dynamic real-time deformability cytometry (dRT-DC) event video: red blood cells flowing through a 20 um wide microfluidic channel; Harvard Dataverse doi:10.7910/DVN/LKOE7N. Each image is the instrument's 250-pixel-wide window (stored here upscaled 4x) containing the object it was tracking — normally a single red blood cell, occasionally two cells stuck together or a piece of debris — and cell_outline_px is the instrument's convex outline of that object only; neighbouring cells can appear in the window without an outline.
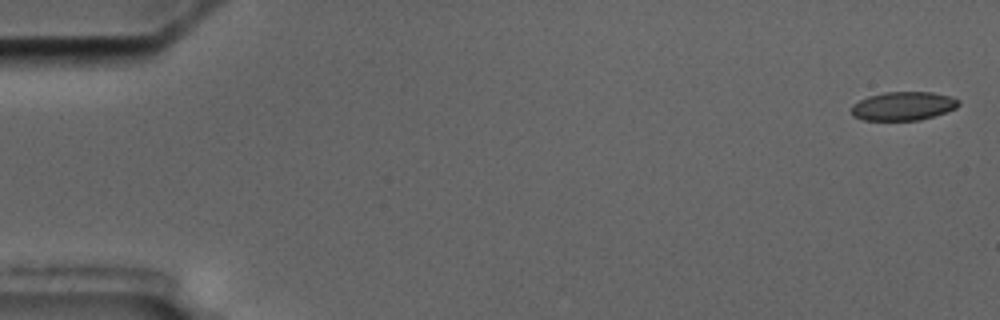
{"species": "common noctule bat (a hibernating species)", "species_latin": "Nyctalus noctula", "temperature_condition": "cold", "stored_images_in_passage": 6, "camera_frame_rate_fps": 3000, "um_per_image_px": 0.085, "animal": {"sex": "male", "body_mass_g": 17.5, "forearm_length_mm": 52.3}, "frame": {"image": 1, "passage_image": 1, "time_ms": 0.0, "image_size_px": [1000, 320], "cell_outline_px": [[960, 104], [956, 108], [920, 120], [864, 120], [852, 116], [852, 104], [868, 96], [884, 92], [932, 92], [948, 96], [960, 100]], "centroid_in_image_um": [76.75, 9.01], "position_along_channel_um": 8.2, "area_um2": 17.8}}
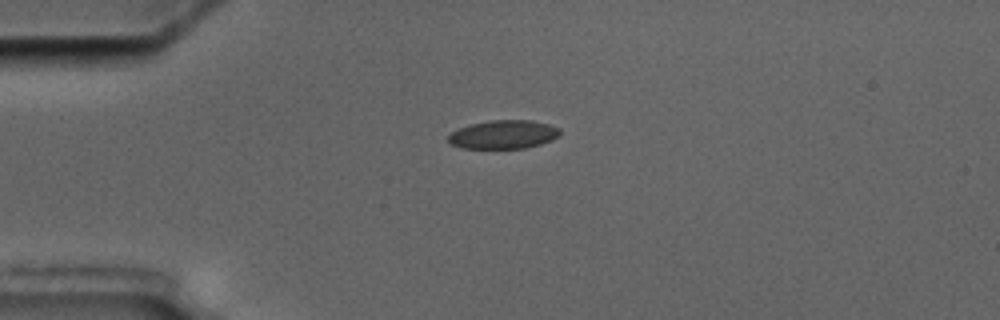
{"frame": {"image": 2, "passage_image": 4, "time_ms": 4.333, "image_size_px": [1000, 320], "cell_outline_px": [[560, 132], [552, 140], [540, 144], [524, 148], [460, 148], [448, 144], [448, 136], [452, 132], [460, 128], [472, 124], [488, 120], [532, 120], [548, 124], [560, 128]], "centroid_in_image_um": [42.77, 11.43], "position_along_channel_um": 42.2, "area_um2": 18.55}}
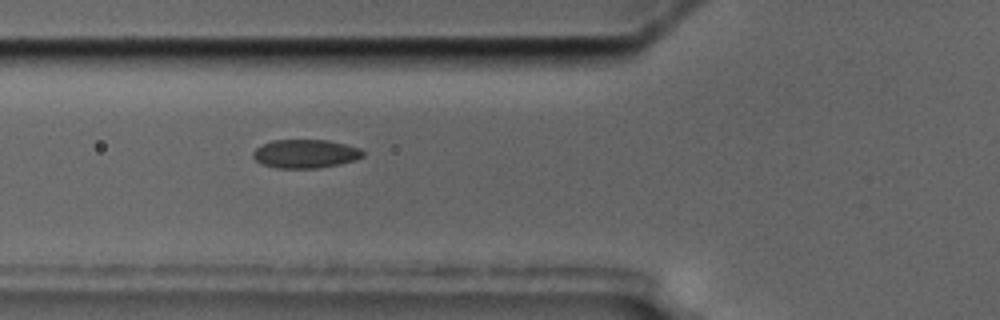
{"frame": {"image": 3, "passage_image": 6, "time_ms": 6.667, "image_size_px": [1000, 320], "cell_outline_px": [[364, 156], [356, 160], [340, 164], [320, 168], [276, 168], [264, 164], [256, 160], [252, 156], [252, 152], [260, 144], [272, 140], [328, 140], [360, 148], [364, 152]], "centroid_in_image_um": [25.96, 13.07], "position_along_channel_um": 99.8, "area_um2": 18.44}}